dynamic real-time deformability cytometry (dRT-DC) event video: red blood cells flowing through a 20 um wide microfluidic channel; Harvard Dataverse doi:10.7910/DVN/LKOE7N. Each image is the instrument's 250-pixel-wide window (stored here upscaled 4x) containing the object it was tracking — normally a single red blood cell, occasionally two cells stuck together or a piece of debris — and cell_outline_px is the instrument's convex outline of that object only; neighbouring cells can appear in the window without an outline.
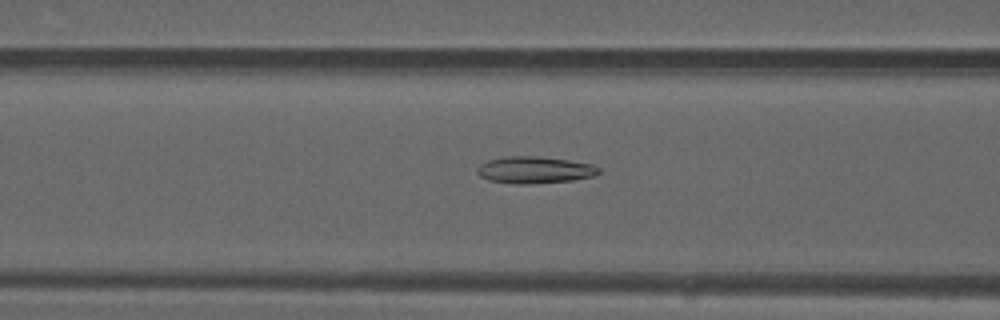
{"species": "common noctule bat (a hibernating species)", "species_latin": "Nyctalus noctula", "temperature_condition": "warm", "stored_images_in_passage": 50, "camera_frame_rate_fps": 3000, "um_per_image_px": 0.085, "animal": {"sex": "male", "forearm_length_mm": 52.5}, "frame": {"image": 1, "passage_image": 20, "time_ms": 6.333, "image_size_px": [1000, 320], "cell_outline_px": [[600, 172], [596, 176], [572, 180], [528, 184], [516, 184], [488, 180], [480, 176], [476, 172], [476, 168], [480, 164], [488, 160], [508, 156], [536, 156], [568, 160], [592, 164], [600, 168]], "centroid_in_image_um": [45.44, 14.45], "position_along_channel_um": 121.2, "area_um2": 19.07}}
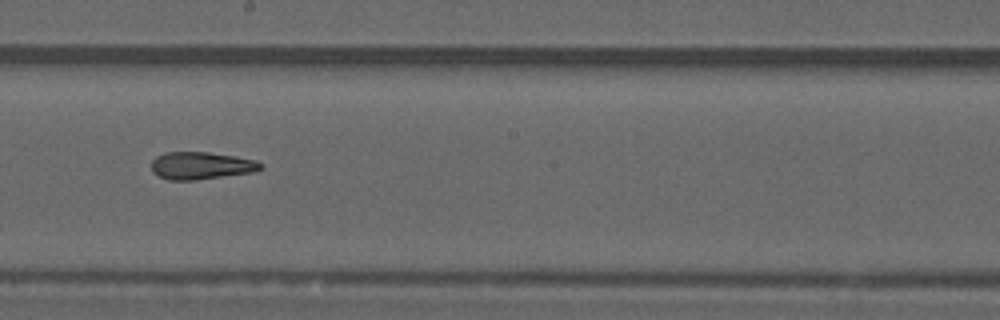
{"frame": {"image": 2, "passage_image": 28, "time_ms": 9.0, "image_size_px": [1000, 320], "cell_outline_px": [[264, 168], [256, 172], [196, 180], [168, 180], [152, 172], [152, 160], [156, 156], [164, 152], [208, 152], [236, 156], [256, 160], [264, 164]], "centroid_in_image_um": [17.14, 14.08], "position_along_channel_um": 231.1, "area_um2": 17.74}}
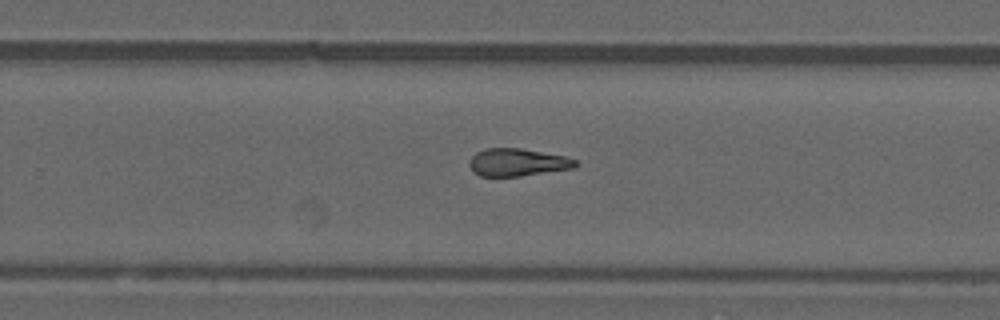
{"frame": {"image": 3, "passage_image": 32, "time_ms": 10.333, "image_size_px": [1000, 320], "cell_outline_px": [[580, 164], [576, 168], [520, 176], [480, 176], [472, 172], [468, 164], [468, 160], [476, 152], [484, 148], [520, 148], [564, 156], [576, 160]], "centroid_in_image_um": [43.97, 13.8], "position_along_channel_um": 285.8, "area_um2": 17.28}, "authors_computed_cell_mechanics": {"area_um2": 18.3515, "velocity_mm_per_s": 4.1429, "shape_relaxation_time_tau1_ms": null, "shape_relaxation_time_tau2_ms": 4.478, "deformation_change_tau1": null, "deformation_change_tau2": 0.1525}}